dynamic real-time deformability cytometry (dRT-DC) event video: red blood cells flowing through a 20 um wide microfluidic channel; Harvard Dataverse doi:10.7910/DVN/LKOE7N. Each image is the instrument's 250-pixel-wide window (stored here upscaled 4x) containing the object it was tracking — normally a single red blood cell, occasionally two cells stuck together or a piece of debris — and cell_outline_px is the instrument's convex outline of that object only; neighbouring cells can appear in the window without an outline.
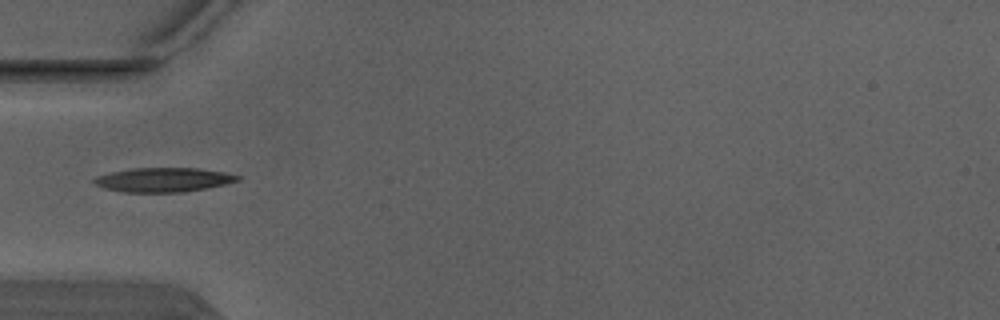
{"species": "Egyptian fruit bat (a non-hibernating species)", "species_latin": "Rousettus aegyptiacus", "temperature_condition": "warm", "stored_images_in_passage": 4, "camera_frame_rate_fps": 3000, "um_per_image_px": 0.085, "animal": {"sex": "male"}, "frame": {"image": 1, "passage_image": 4, "time_ms": 1.0, "image_size_px": [1000, 320], "cell_outline_px": [[244, 176], [240, 180], [224, 184], [184, 192], [124, 192], [104, 188], [96, 184], [92, 180], [96, 176], [112, 172], [132, 168], [196, 168], [224, 172]], "centroid_in_image_um": [13.91, 15.28], "position_along_channel_um": 71.1, "area_um2": 20.17}}